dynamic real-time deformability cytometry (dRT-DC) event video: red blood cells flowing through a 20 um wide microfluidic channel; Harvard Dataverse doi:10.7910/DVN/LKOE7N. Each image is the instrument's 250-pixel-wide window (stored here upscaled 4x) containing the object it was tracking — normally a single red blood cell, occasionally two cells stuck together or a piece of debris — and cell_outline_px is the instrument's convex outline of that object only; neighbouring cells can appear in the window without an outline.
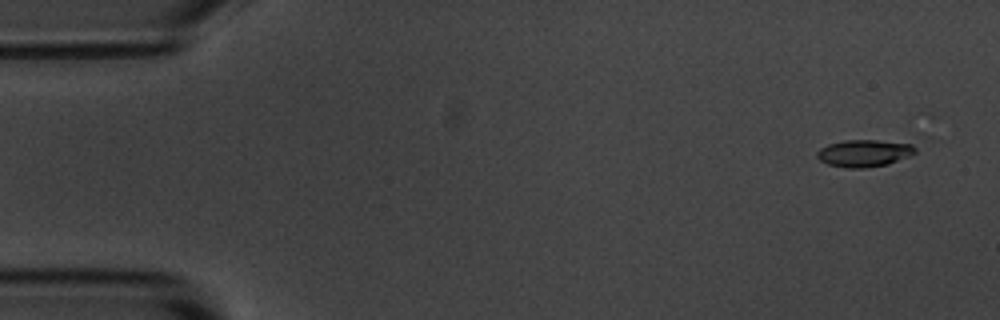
{"species": "common noctule bat (a hibernating species)", "species_latin": "Nyctalus noctula", "temperature_condition": "room temperature", "stored_images_in_passage": 4, "camera_frame_rate_fps": 3000, "um_per_image_px": 0.085, "animal": {"sex": "male", "body_mass_g": 20.1, "forearm_length_mm": 53.5}, "frame": {"image": 1, "passage_image": 1, "time_ms": 0.0, "image_size_px": [1000, 320], "cell_outline_px": [[916, 152], [908, 156], [888, 164], [864, 168], [848, 168], [828, 164], [820, 160], [816, 156], [816, 152], [820, 148], [828, 144], [844, 140], [876, 140], [912, 144], [916, 148]], "centroid_in_image_um": [73.43, 13.02], "position_along_channel_um": 11.6, "area_um2": 15.43}}
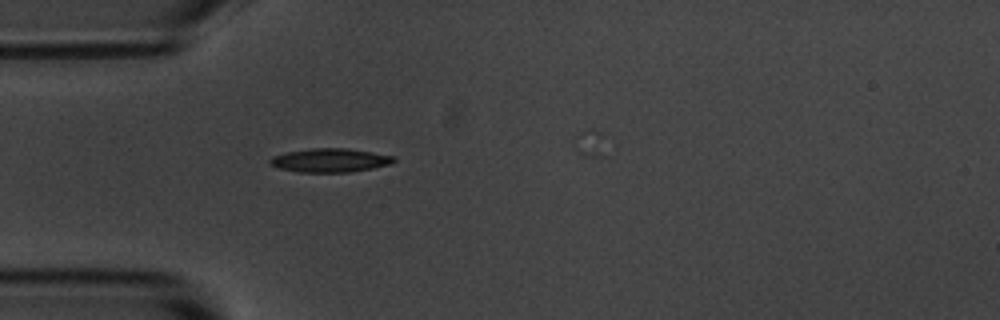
{"frame": {"image": 2, "passage_image": 4, "time_ms": 4.333, "image_size_px": [1000, 320], "cell_outline_px": [[396, 160], [392, 164], [372, 168], [348, 172], [300, 172], [280, 168], [268, 164], [268, 160], [272, 156], [288, 152], [312, 148], [344, 148], [372, 152], [392, 156]], "centroid_in_image_um": [28.03, 13.62], "position_along_channel_um": 57.0, "area_um2": 16.99}}